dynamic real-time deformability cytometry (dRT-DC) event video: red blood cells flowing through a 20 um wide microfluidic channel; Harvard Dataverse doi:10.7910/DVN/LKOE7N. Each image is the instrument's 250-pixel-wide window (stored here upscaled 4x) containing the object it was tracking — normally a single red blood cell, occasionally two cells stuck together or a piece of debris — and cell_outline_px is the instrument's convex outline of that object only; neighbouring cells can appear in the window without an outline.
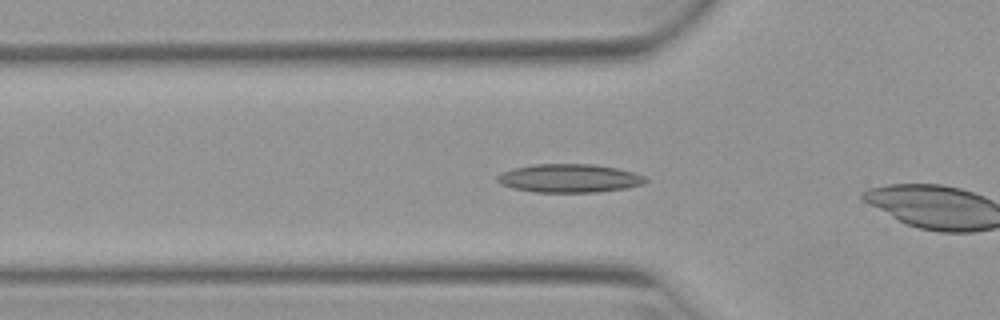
{"species": "Egyptian fruit bat (a non-hibernating species)", "species_latin": "Rousettus aegyptiacus", "temperature_condition": "warm", "stored_images_in_passage": 7, "camera_frame_rate_fps": 3000, "um_per_image_px": 0.085, "animal": {"sex": "female"}, "frame": {"image": 1, "passage_image": 6, "time_ms": 1.667, "image_size_px": [1000, 320], "cell_outline_px": [[648, 180], [644, 184], [628, 188], [596, 192], [532, 192], [512, 188], [500, 184], [496, 180], [496, 176], [512, 168], [536, 164], [596, 164], [616, 168], [632, 172], [644, 176]], "centroid_in_image_um": [48.38, 15.15], "position_along_channel_um": 77.4, "area_um2": 24.68}}